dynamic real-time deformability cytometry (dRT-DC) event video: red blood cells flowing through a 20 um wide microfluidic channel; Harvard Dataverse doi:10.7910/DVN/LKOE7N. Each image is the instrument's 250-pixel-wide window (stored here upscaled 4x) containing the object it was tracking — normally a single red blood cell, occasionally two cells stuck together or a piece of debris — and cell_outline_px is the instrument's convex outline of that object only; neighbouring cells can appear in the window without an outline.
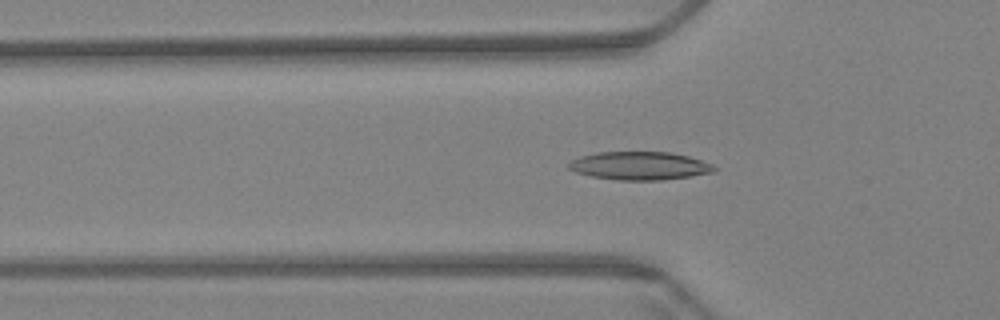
{"species": "Egyptian fruit bat (a non-hibernating species)", "species_latin": "Rousettus aegyptiacus", "temperature_condition": "warm", "stored_images_in_passage": 61, "camera_frame_rate_fps": 3000, "um_per_image_px": 0.085, "animal": {"sex": "female"}, "frame": {"image": 1, "passage_image": 21, "time_ms": 6.667, "image_size_px": [1000, 320], "cell_outline_px": [[716, 168], [712, 172], [688, 176], [660, 180], [616, 180], [592, 176], [576, 172], [568, 168], [568, 164], [572, 160], [580, 156], [596, 152], [668, 152], [688, 156], [712, 164]], "centroid_in_image_um": [54.32, 14.08], "position_along_channel_um": 71.5, "area_um2": 23.64}}
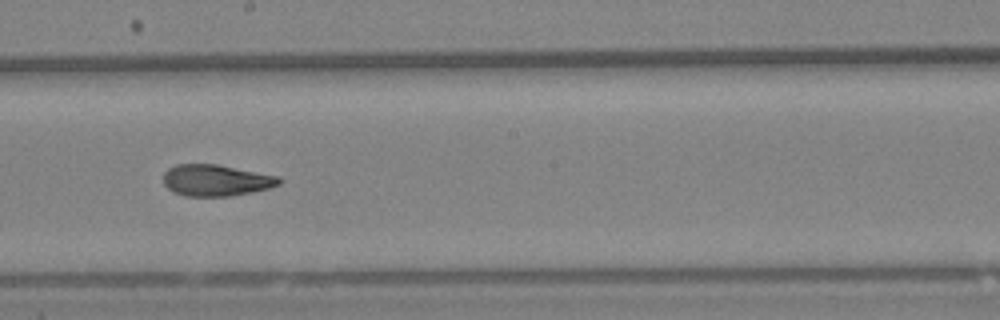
{"frame": {"image": 2, "passage_image": 35, "time_ms": 11.333, "image_size_px": [1000, 320], "cell_outline_px": [[284, 180], [280, 184], [268, 188], [252, 192], [228, 196], [184, 196], [168, 188], [164, 184], [164, 172], [168, 168], [176, 164], [216, 164], [280, 176]], "centroid_in_image_um": [18.39, 15.32], "position_along_channel_um": 229.8, "area_um2": 21.21}}
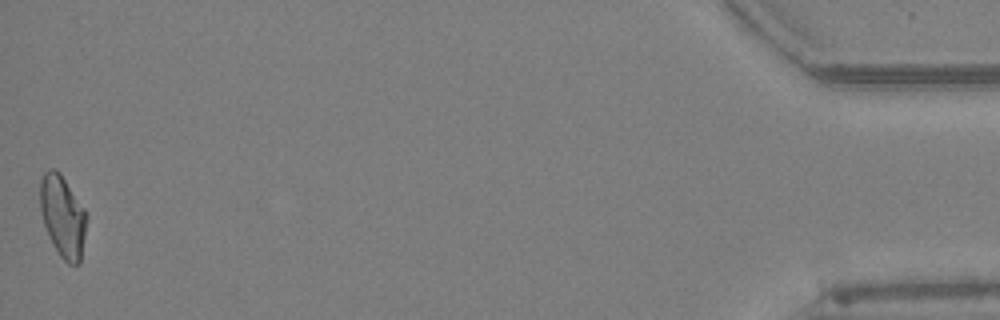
{"frame": {"image": 3, "passage_image": 61, "time_ms": 20.0, "image_size_px": [1000, 320], "cell_outline_px": [[88, 216], [80, 264], [68, 264], [60, 256], [52, 244], [44, 224], [40, 208], [40, 180], [44, 172], [52, 168], [56, 168], [60, 172], [84, 208]], "centroid_in_image_um": [5.34, 18.38], "position_along_channel_um": 429.9, "area_um2": 22.25}, "authors_computed_cell_mechanics": {"area_um2": 21.964, "velocity_mm_per_s": 3.4059, "shape_relaxation_time_tau1_ms": 10.7671, "shape_relaxation_time_tau2_ms": 2.5942, "deformation_change_tau1": 0.2455, "deformation_change_tau2": 0.0946}}